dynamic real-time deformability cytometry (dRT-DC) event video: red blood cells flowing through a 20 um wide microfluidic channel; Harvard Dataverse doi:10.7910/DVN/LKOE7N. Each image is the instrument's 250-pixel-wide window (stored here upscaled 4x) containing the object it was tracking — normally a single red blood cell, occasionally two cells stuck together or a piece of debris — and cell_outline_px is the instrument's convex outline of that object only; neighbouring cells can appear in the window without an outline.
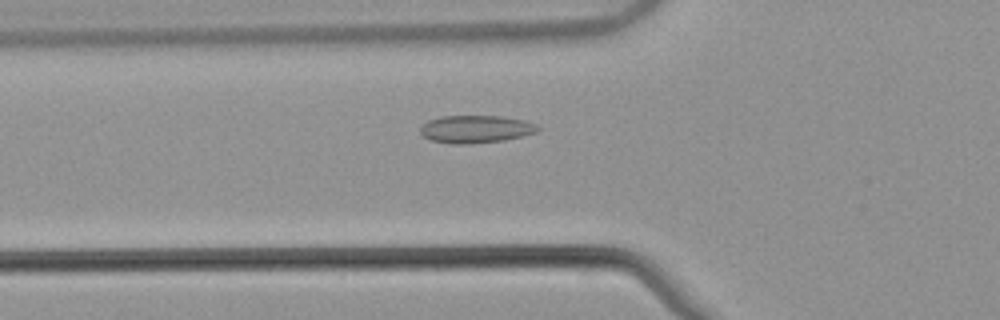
{"species": "common noctule bat (a hibernating species)", "species_latin": "Nyctalus noctula", "temperature_condition": "warm", "stored_images_in_passage": 50, "camera_frame_rate_fps": 3000, "um_per_image_px": 0.085, "animal": {"sex": "male", "body_mass_g": 21.5, "forearm_length_mm": 52.0}, "frame": {"image": 1, "passage_image": 16, "time_ms": 5.0, "image_size_px": [1000, 320], "cell_outline_px": [[540, 128], [536, 132], [504, 140], [464, 144], [452, 144], [428, 140], [420, 132], [420, 128], [428, 120], [440, 116], [500, 116], [524, 120], [536, 124]], "centroid_in_image_um": [40.4, 10.97], "position_along_channel_um": 85.4, "area_um2": 18.84}}
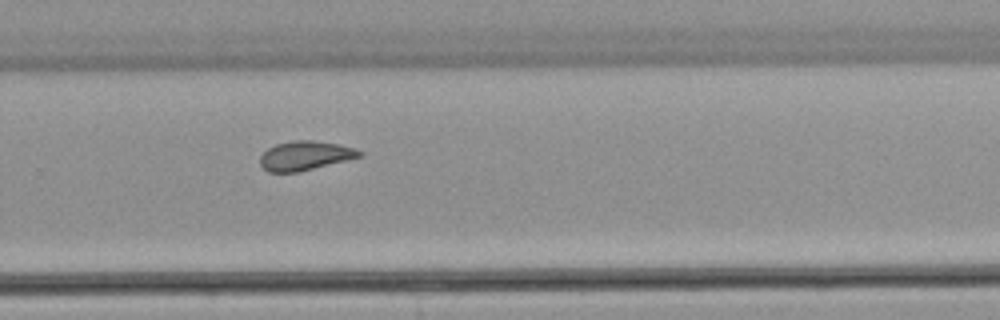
{"frame": {"image": 2, "passage_image": 33, "time_ms": 10.667, "image_size_px": [1000, 320], "cell_outline_px": [[364, 152], [360, 156], [296, 172], [268, 172], [260, 164], [260, 156], [268, 148], [276, 144], [292, 140], [312, 140], [340, 144], [356, 148]], "centroid_in_image_um": [25.91, 13.21], "position_along_channel_um": 303.9, "area_um2": 16.65}}
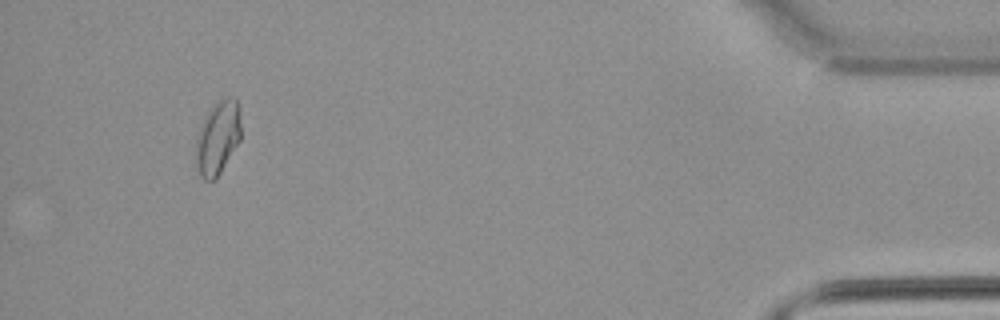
{"frame": {"image": 3, "passage_image": 47, "time_ms": 15.333, "image_size_px": [1000, 320], "cell_outline_px": [[240, 140], [220, 172], [212, 180], [204, 180], [200, 176], [196, 164], [196, 136], [200, 124], [204, 116], [212, 104], [216, 100], [228, 96], [232, 96], [236, 100], [240, 108]], "centroid_in_image_um": [18.49, 11.63], "position_along_channel_um": 416.7, "area_um2": 19.54}, "authors_computed_cell_mechanics": {"area_um2": 17.8313, "velocity_mm_per_s": 3.8546, "shape_relaxation_time_tau1_ms": null, "shape_relaxation_time_tau2_ms": 3.049, "deformation_change_tau1": null, "deformation_change_tau2": 0.0493}}